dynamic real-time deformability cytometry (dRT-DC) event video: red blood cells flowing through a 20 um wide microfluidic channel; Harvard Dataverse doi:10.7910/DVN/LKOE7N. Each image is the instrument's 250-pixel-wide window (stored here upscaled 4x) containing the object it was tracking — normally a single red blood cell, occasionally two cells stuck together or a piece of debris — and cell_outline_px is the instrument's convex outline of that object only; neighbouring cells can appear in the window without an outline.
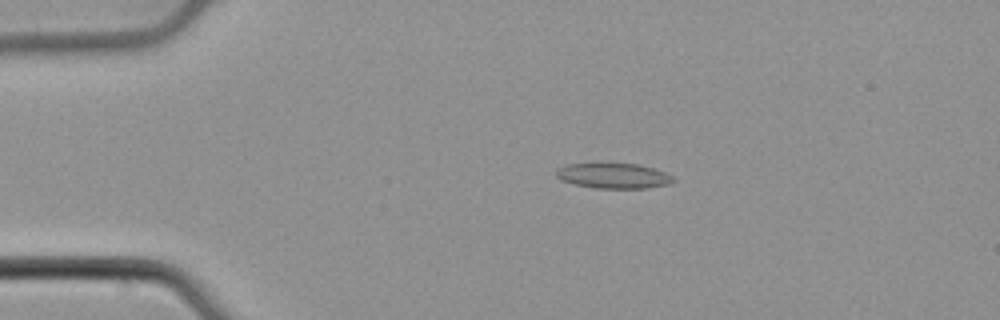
{"species": "common noctule bat (a hibernating species)", "species_latin": "Nyctalus noctula", "temperature_condition": "cold", "stored_images_in_passage": 46, "camera_frame_rate_fps": 3000, "um_per_image_px": 0.085, "animal": {"sex": "male", "body_mass_g": 21.5, "forearm_length_mm": 52.0}, "frame": {"image": 1, "passage_image": 4, "time_ms": 1.0, "image_size_px": [1000, 320], "cell_outline_px": [[676, 180], [668, 184], [648, 188], [596, 188], [576, 184], [560, 180], [556, 176], [556, 168], [568, 164], [640, 164], [664, 172], [672, 176]], "centroid_in_image_um": [52.14, 14.94], "position_along_channel_um": 32.9, "area_um2": 17.05}}
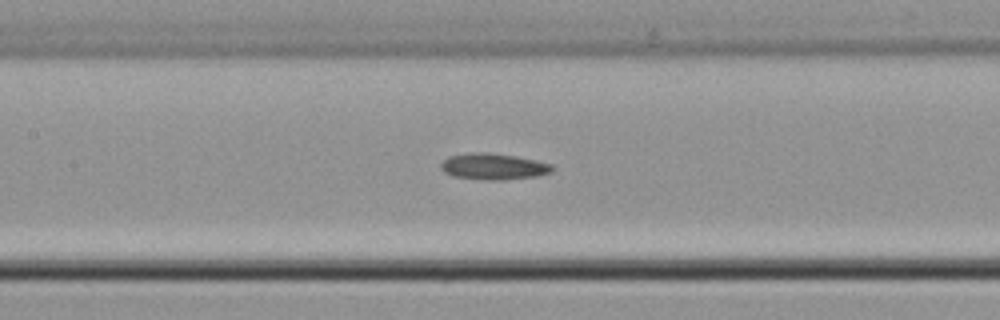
{"frame": {"image": 2, "passage_image": 18, "time_ms": 5.667, "image_size_px": [1000, 320], "cell_outline_px": [[556, 168], [552, 172], [536, 176], [504, 180], [484, 180], [452, 176], [444, 172], [440, 168], [440, 164], [448, 156], [472, 152], [488, 152], [516, 156], [536, 160], [552, 164]], "centroid_in_image_um": [41.95, 14.15], "position_along_channel_um": 165.4, "area_um2": 17.28}}
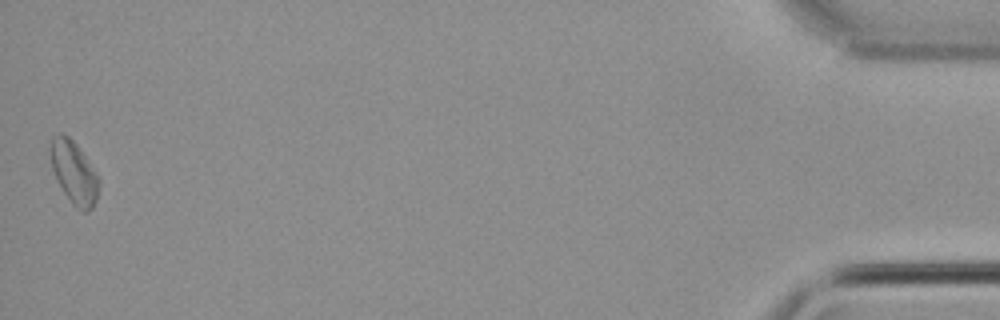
{"frame": {"image": 3, "passage_image": 46, "time_ms": 15.0, "image_size_px": [1000, 320], "cell_outline_px": [[100, 184], [96, 200], [92, 208], [88, 212], [84, 212], [76, 208], [72, 204], [56, 180], [52, 168], [48, 148], [52, 136], [60, 132], [68, 136], [76, 144], [96, 172], [100, 180]], "centroid_in_image_um": [6.27, 14.65], "position_along_channel_um": 428.9, "area_um2": 17.92}}